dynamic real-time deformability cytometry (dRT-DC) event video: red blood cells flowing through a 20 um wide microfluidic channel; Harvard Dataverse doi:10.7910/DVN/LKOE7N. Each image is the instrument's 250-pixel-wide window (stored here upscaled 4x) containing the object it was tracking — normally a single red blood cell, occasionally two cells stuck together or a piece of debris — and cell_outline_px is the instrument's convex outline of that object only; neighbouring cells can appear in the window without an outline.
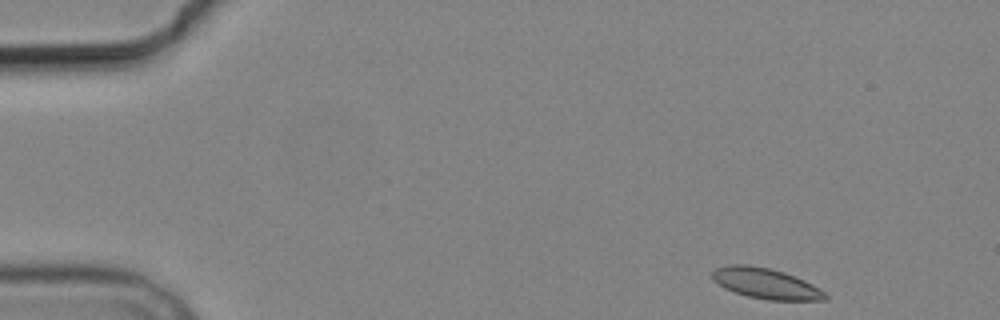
{"species": "common noctule bat (a hibernating species)", "species_latin": "Nyctalus noctula", "temperature_condition": "cold", "stored_images_in_passage": 4, "camera_frame_rate_fps": 3000, "um_per_image_px": 0.085, "animal": {"sex": "male", "body_mass_g": 19.2, "forearm_length_mm": 51.8}, "frame": {"image": 1, "passage_image": 1, "time_ms": 0.0, "image_size_px": [1000, 320], "cell_outline_px": [[828, 300], [768, 300], [748, 296], [724, 288], [712, 280], [712, 272], [716, 268], [728, 264], [748, 264], [772, 268], [784, 272], [804, 280], [820, 288], [828, 296]], "centroid_in_image_um": [65.09, 24.08], "position_along_channel_um": 19.9, "area_um2": 20.23}}
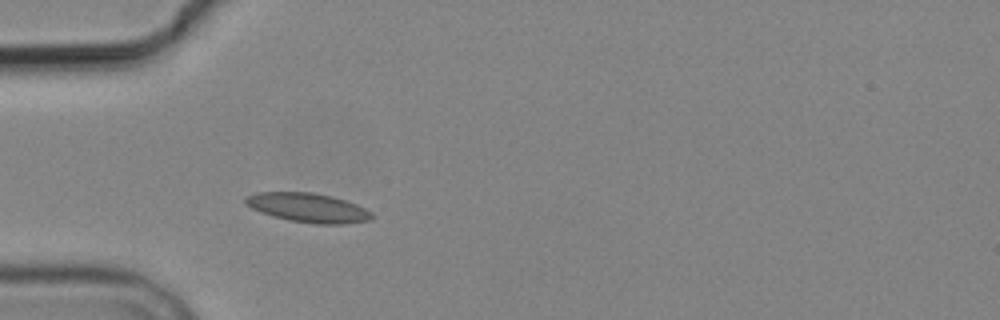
{"frame": {"image": 2, "passage_image": 4, "time_ms": 3.667, "image_size_px": [1000, 320], "cell_outline_px": [[372, 220], [344, 224], [316, 224], [288, 220], [272, 216], [260, 212], [244, 204], [244, 196], [256, 192], [312, 192], [332, 196], [356, 204], [372, 212]], "centroid_in_image_um": [26.15, 17.65], "position_along_channel_um": 58.9, "area_um2": 21.68}}